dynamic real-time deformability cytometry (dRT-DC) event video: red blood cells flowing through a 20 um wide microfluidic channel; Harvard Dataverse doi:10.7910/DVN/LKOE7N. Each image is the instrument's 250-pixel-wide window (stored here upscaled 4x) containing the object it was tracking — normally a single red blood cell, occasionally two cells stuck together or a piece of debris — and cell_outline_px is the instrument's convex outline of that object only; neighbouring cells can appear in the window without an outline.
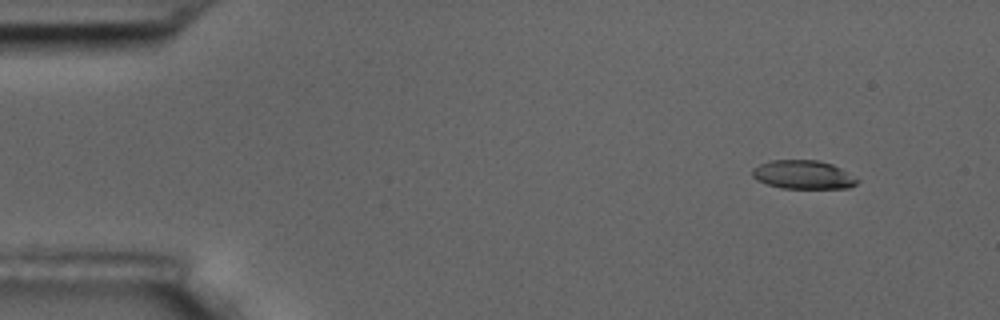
{"species": "common noctule bat (a hibernating species)", "species_latin": "Nyctalus noctula", "temperature_condition": "room temperature", "stored_images_in_passage": 5, "camera_frame_rate_fps": 3000, "um_per_image_px": 0.085, "animal": {"sex": "male", "body_mass_g": 17.5, "forearm_length_mm": 52.3}, "frame": {"image": 1, "passage_image": 2, "time_ms": 1.333, "image_size_px": [1000, 320], "cell_outline_px": [[860, 180], [856, 184], [848, 188], [780, 188], [756, 180], [752, 176], [752, 168], [760, 164], [772, 160], [816, 160], [832, 164], [840, 168]], "centroid_in_image_um": [68.25, 14.85], "position_along_channel_um": 16.7, "area_um2": 17.46}}
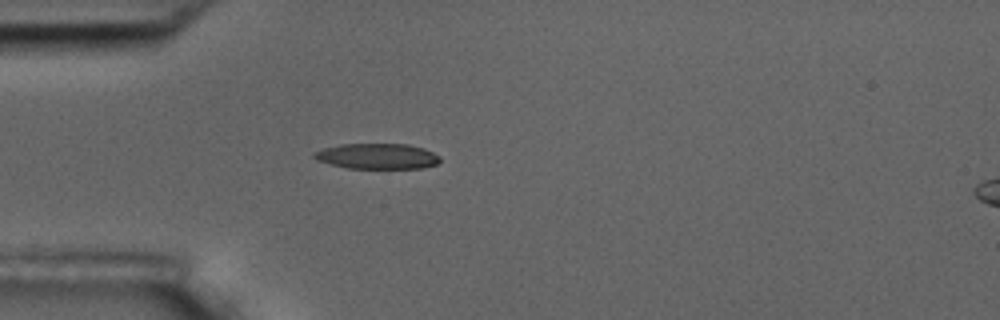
{"frame": {"image": 2, "passage_image": 5, "time_ms": 5.0, "image_size_px": [1000, 320], "cell_outline_px": [[440, 160], [436, 164], [420, 168], [348, 168], [316, 160], [312, 156], [312, 152], [324, 148], [340, 144], [408, 144], [424, 148], [440, 156]], "centroid_in_image_um": [32.04, 13.27], "position_along_channel_um": 53.0, "area_um2": 18.67}}